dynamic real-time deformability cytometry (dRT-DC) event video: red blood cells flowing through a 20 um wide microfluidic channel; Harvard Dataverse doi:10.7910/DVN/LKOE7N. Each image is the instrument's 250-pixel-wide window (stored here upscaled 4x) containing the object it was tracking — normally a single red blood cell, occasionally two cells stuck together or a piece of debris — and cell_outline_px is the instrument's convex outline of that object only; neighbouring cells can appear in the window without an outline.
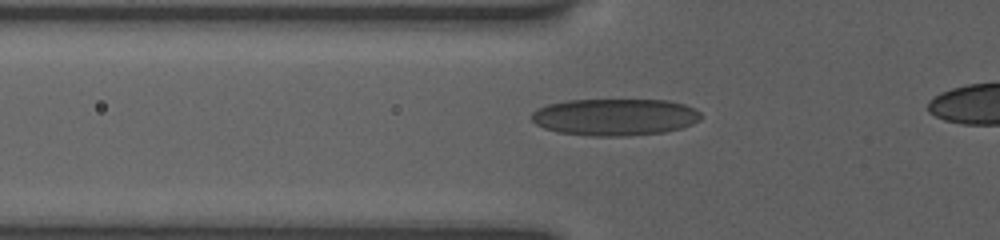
{"species": "human", "species_latin": "Homo sapiens", "temperature_condition": "room temperature", "stored_images_in_passage": 34, "camera_frame_rate_fps": 3000, "um_per_image_px": 0.085, "donor": {"sex": "female"}, "frame": {"image": 1, "passage_image": 9, "time_ms": 3.0, "image_size_px": [1000, 240], "cell_outline_px": [[700, 120], [692, 124], [680, 128], [664, 132], [628, 136], [592, 136], [556, 132], [544, 128], [536, 124], [532, 120], [532, 112], [536, 108], [548, 104], [568, 100], [668, 100], [684, 104], [700, 112]], "centroid_in_image_um": [52.24, 9.95], "position_along_channel_um": 73.6, "area_um2": 36.53}}
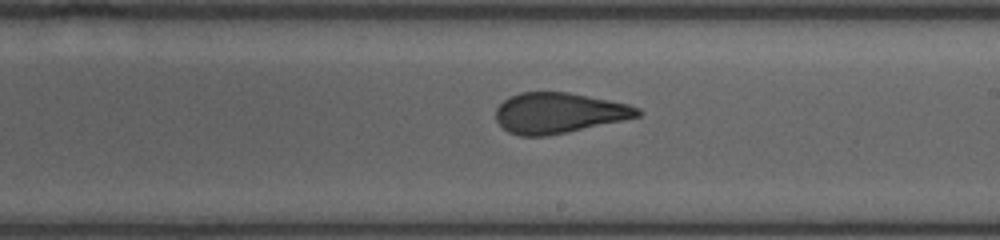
{"frame": {"image": 2, "passage_image": 18, "time_ms": 7.333, "image_size_px": [1000, 240], "cell_outline_px": [[644, 112], [640, 116], [624, 120], [568, 132], [544, 136], [520, 136], [508, 132], [496, 120], [496, 108], [504, 100], [520, 92], [568, 92], [628, 104], [640, 108]], "centroid_in_image_um": [47.52, 9.6], "position_along_channel_um": 241.5, "area_um2": 33.41}}
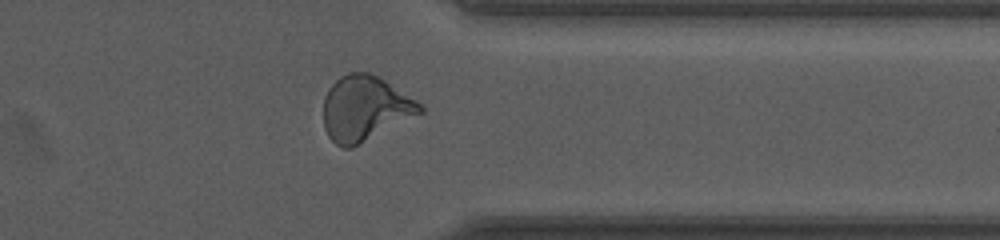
{"frame": {"image": 3, "passage_image": 30, "time_ms": 11.0, "image_size_px": [1000, 240], "cell_outline_px": [[424, 112], [352, 148], [344, 148], [336, 144], [328, 136], [324, 128], [324, 96], [328, 88], [340, 76], [348, 72], [368, 72], [384, 80], [416, 100], [424, 108]], "centroid_in_image_um": [31.0, 9.22], "position_along_channel_um": 380.4, "area_um2": 36.47}, "authors_computed_cell_mechanics": {"area_um2": 34.7089, "velocity_mm_per_s": 3.8678, "shape_relaxation_time_tau1_ms": null, "shape_relaxation_time_tau2_ms": 1.1488, "deformation_change_tau1": null, "deformation_change_tau2": 0.078}}